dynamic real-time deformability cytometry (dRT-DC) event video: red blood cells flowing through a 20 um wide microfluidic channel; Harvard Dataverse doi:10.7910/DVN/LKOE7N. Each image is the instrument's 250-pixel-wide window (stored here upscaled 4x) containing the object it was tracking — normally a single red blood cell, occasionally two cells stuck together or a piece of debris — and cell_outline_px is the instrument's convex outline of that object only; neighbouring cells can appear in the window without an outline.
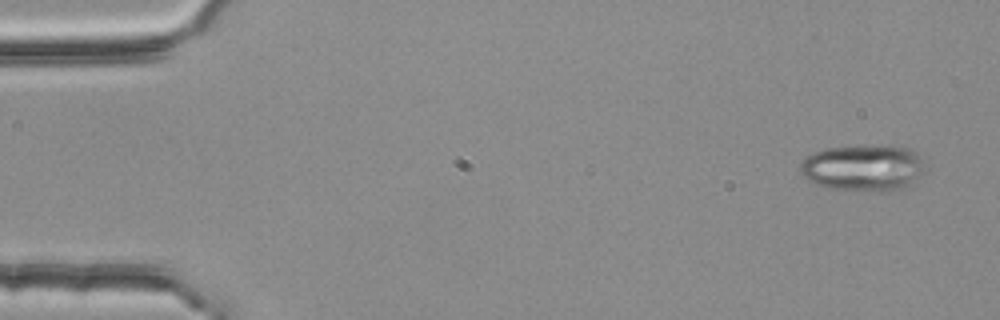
{"species": "common noctule bat (a hibernating species)", "species_latin": "Nyctalus noctula", "temperature_condition": "room temperature", "stored_images_in_passage": 3, "camera_frame_rate_fps": 3000, "um_per_image_px": 0.085, "animal": {"sex": "female", "body_mass_g": 25.1}, "frame": {"image": 1, "passage_image": 1, "time_ms": 0.0, "image_size_px": [1000, 320], "cell_outline_px": [[928, 168], [904, 184], [880, 192], [832, 188], [816, 184], [808, 180], [800, 172], [800, 164], [812, 152], [824, 148], [892, 144], [908, 148], [916, 152], [924, 160]], "centroid_in_image_um": [73.35, 14.21], "position_along_channel_um": 11.6, "area_um2": 33.47}}